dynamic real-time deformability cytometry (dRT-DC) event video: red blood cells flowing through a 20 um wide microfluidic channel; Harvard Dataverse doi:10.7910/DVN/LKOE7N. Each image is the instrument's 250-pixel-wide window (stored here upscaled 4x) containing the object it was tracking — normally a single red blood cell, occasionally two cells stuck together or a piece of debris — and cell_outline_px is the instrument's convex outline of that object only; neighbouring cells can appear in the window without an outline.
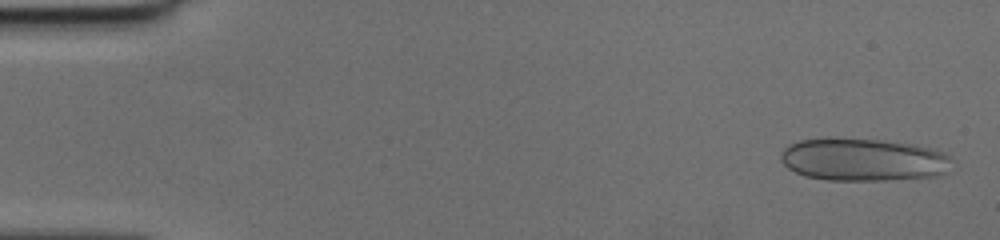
{"species": "human", "species_latin": "Homo sapiens", "temperature_condition": "cold", "stored_images_in_passage": 49, "camera_frame_rate_fps": 3000, "um_per_image_px": 0.085, "donor": {"sex": "female"}, "frame": {"image": 1, "passage_image": 2, "time_ms": 0.333, "image_size_px": [1000, 240], "cell_outline_px": [[952, 160], [948, 172], [940, 176], [888, 180], [828, 180], [804, 176], [788, 168], [780, 160], [780, 152], [784, 148], [800, 140], [876, 140], [908, 144], [944, 152], [952, 156]], "centroid_in_image_um": [73.42, 13.61], "position_along_channel_um": 11.6, "area_um2": 41.91}}
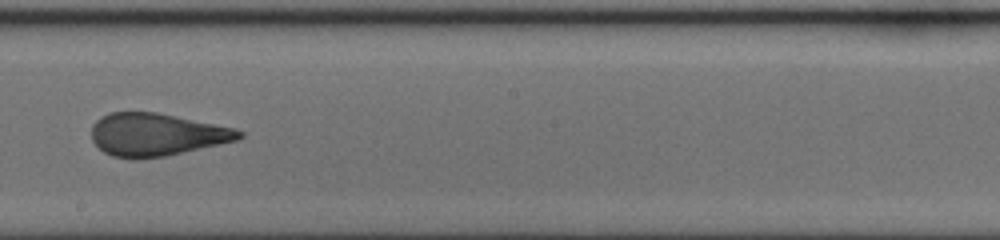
{"frame": {"image": 2, "passage_image": 28, "time_ms": 9.0, "image_size_px": [1000, 240], "cell_outline_px": [[244, 136], [240, 140], [164, 156], [132, 160], [112, 156], [104, 152], [92, 140], [92, 124], [100, 116], [108, 112], [156, 112], [232, 128], [244, 132]], "centroid_in_image_um": [13.27, 11.45], "position_along_channel_um": 234.9, "area_um2": 36.65}}
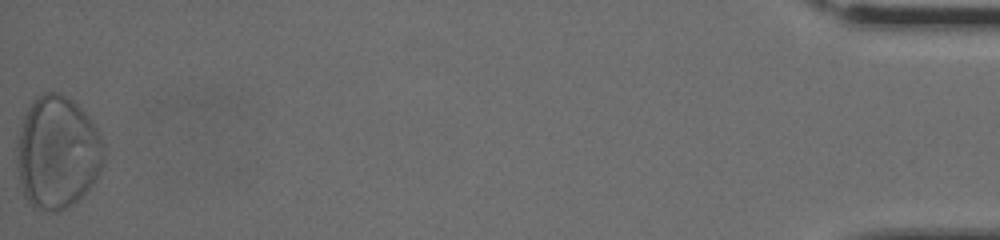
{"frame": {"image": 3, "passage_image": 49, "time_ms": 16.0, "image_size_px": [1000, 240], "cell_outline_px": [[104, 164], [96, 180], [72, 204], [60, 212], [52, 212], [32, 208], [24, 196], [20, 184], [16, 156], [16, 148], [24, 116], [32, 100], [36, 96], [44, 92], [60, 92], [72, 100], [92, 120], [100, 132], [104, 140]], "centroid_in_image_um": [4.89, 12.96], "position_along_channel_um": 430.3, "area_um2": 57.74}}